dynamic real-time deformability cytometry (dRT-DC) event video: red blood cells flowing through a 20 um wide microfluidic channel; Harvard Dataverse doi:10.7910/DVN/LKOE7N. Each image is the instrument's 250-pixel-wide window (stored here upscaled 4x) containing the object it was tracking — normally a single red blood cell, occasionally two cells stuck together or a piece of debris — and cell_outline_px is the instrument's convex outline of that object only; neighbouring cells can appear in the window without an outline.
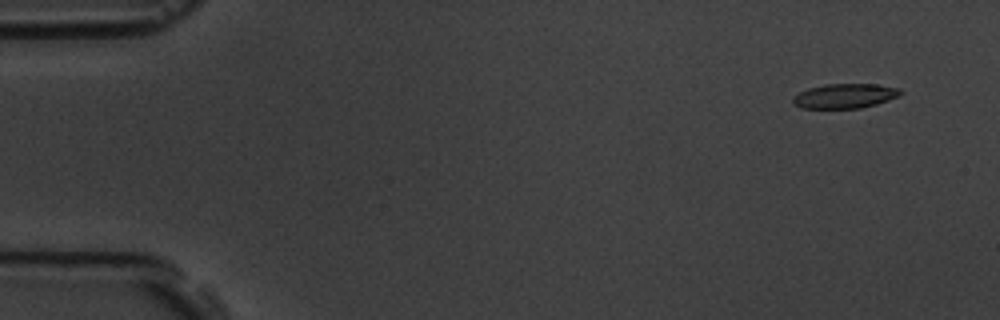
{"species": "common noctule bat (a hibernating species)", "species_latin": "Nyctalus noctula", "temperature_condition": "room temperature", "stored_images_in_passage": 5, "camera_frame_rate_fps": 3000, "um_per_image_px": 0.085, "animal": {"sex": "male", "body_mass_g": 19.5, "forearm_length_mm": 54.6}, "frame": {"image": 1, "passage_image": 1, "time_ms": 0.0, "image_size_px": [1000, 320], "cell_outline_px": [[904, 92], [900, 96], [876, 104], [860, 108], [800, 108], [792, 100], [792, 96], [808, 88], [824, 84], [876, 84], [900, 88]], "centroid_in_image_um": [71.84, 8.15], "position_along_channel_um": 13.2, "area_um2": 15.49}}